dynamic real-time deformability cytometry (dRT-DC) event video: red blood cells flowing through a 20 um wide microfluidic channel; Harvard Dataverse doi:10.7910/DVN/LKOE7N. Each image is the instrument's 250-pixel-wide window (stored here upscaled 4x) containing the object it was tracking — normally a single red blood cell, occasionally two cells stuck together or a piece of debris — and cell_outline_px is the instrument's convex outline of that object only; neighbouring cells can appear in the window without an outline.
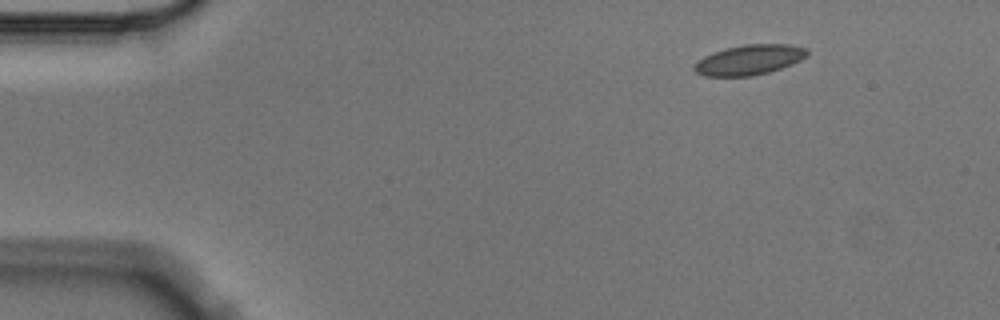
{"species": "Egyptian fruit bat (a non-hibernating species)", "species_latin": "Rousettus aegyptiacus", "temperature_condition": "cold", "stored_images_in_passage": 6, "camera_frame_rate_fps": 3000, "um_per_image_px": 0.085, "animal": {"sex": "male"}, "frame": {"image": 1, "passage_image": 1, "time_ms": 0.0, "image_size_px": [1000, 320], "cell_outline_px": [[808, 56], [792, 64], [768, 72], [752, 76], [704, 76], [696, 72], [692, 68], [704, 56], [712, 52], [744, 44], [788, 44], [808, 48]], "centroid_in_image_um": [63.71, 5.08], "position_along_channel_um": 21.3, "area_um2": 19.71}}
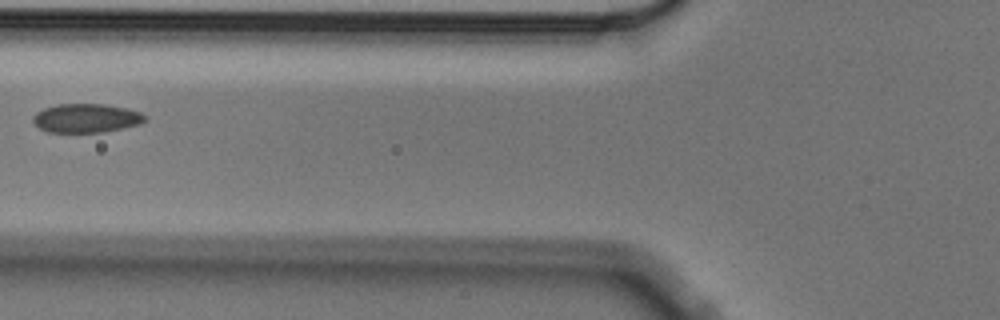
{"frame": {"image": 2, "passage_image": 5, "time_ms": 1.333, "image_size_px": [1000, 320], "cell_outline_px": [[148, 120], [140, 124], [100, 132], [48, 132], [40, 128], [32, 120], [32, 116], [36, 112], [44, 108], [56, 104], [104, 104], [128, 108], [140, 112], [148, 116]], "centroid_in_image_um": [7.35, 10.03], "position_along_channel_um": 118.5, "area_um2": 18.9}}
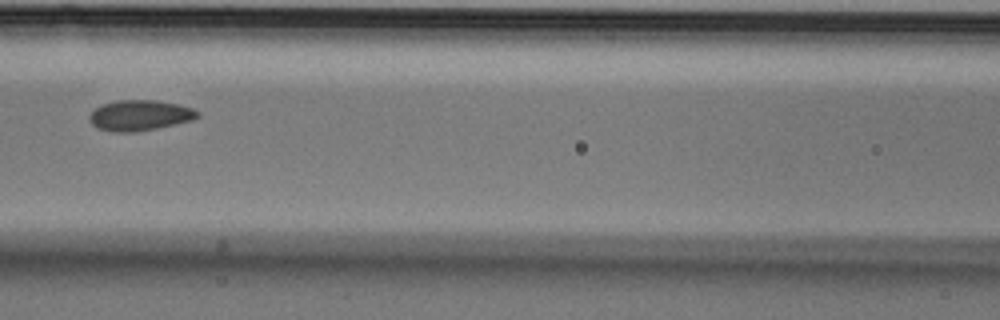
{"frame": {"image": 3, "passage_image": 6, "time_ms": 1.667, "image_size_px": [1000, 320], "cell_outline_px": [[200, 116], [192, 120], [176, 124], [136, 132], [112, 132], [96, 128], [88, 120], [88, 116], [100, 104], [116, 100], [156, 100], [180, 104], [192, 108], [200, 112]], "centroid_in_image_um": [11.87, 9.8], "position_along_channel_um": 154.7, "area_um2": 19.54}}